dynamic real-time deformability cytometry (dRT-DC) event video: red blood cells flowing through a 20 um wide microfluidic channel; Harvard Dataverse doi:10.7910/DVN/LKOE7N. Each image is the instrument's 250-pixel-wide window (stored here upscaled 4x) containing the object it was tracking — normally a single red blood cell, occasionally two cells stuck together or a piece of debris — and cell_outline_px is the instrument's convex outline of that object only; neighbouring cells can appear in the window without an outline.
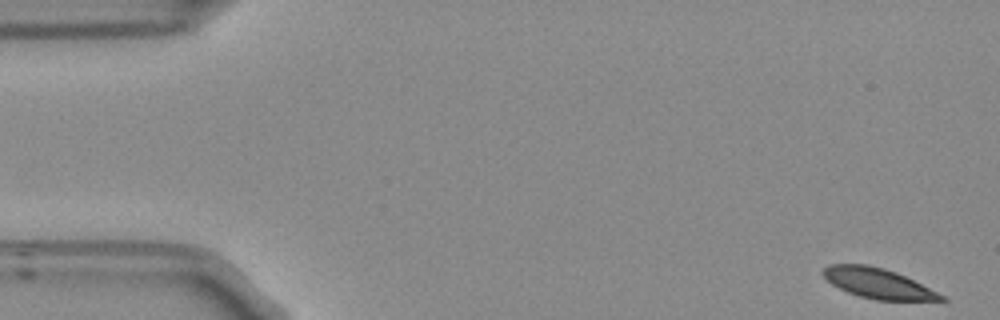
{"species": "Egyptian fruit bat (a non-hibernating species)", "species_latin": "Rousettus aegyptiacus", "temperature_condition": "room temperature", "stored_images_in_passage": 53, "camera_frame_rate_fps": 3000, "um_per_image_px": 0.085, "frame": {"image": 1, "passage_image": 1, "time_ms": 0.0, "image_size_px": [1000, 320], "cell_outline_px": [[948, 300], [876, 300], [860, 296], [848, 292], [832, 284], [820, 272], [828, 264], [868, 264], [884, 268], [896, 272], [944, 296]], "centroid_in_image_um": [74.56, 24.06], "position_along_channel_um": 10.4, "area_um2": 20.35}}
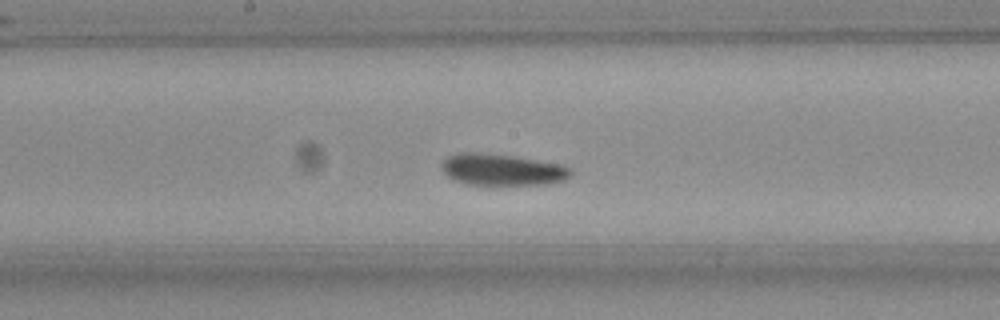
{"frame": {"image": 2, "passage_image": 27, "time_ms": 8.667, "image_size_px": [1000, 320], "cell_outline_px": [[572, 176], [564, 180], [548, 184], [496, 188], [468, 184], [452, 180], [440, 168], [440, 164], [448, 156], [460, 152], [472, 152], [508, 156], [560, 164], [572, 168]], "centroid_in_image_um": [42.67, 14.49], "position_along_channel_um": 205.5, "area_um2": 24.62}}
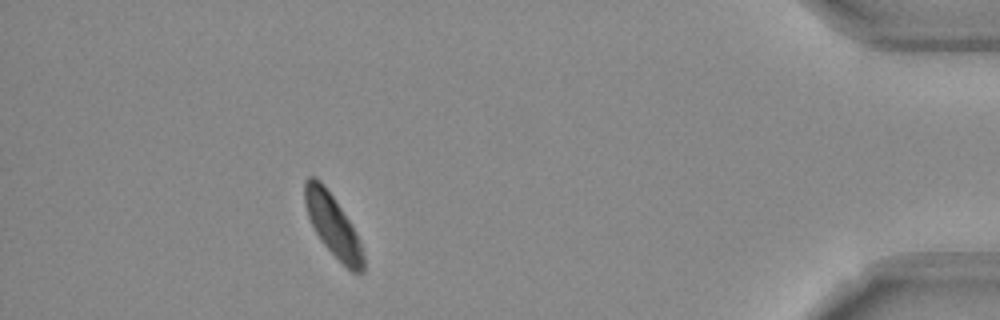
{"frame": {"image": 3, "passage_image": 48, "time_ms": 15.667, "image_size_px": [1000, 320], "cell_outline_px": [[364, 272], [352, 272], [320, 240], [308, 216], [304, 204], [304, 180], [308, 176], [316, 176], [320, 180], [332, 196], [352, 224], [360, 240], [364, 256]], "centroid_in_image_um": [28.29, 19.12], "position_along_channel_um": 406.9, "area_um2": 20.92}, "authors_computed_cell_mechanics": {"area_um2": 22.831, "velocity_mm_per_s": 3.6847, "shape_relaxation_time_tau1_ms": 3.725, "shape_relaxation_time_tau2_ms": 1.5801, "deformation_change_tau1": 0.0963, "deformation_change_tau2": 0.0492}}